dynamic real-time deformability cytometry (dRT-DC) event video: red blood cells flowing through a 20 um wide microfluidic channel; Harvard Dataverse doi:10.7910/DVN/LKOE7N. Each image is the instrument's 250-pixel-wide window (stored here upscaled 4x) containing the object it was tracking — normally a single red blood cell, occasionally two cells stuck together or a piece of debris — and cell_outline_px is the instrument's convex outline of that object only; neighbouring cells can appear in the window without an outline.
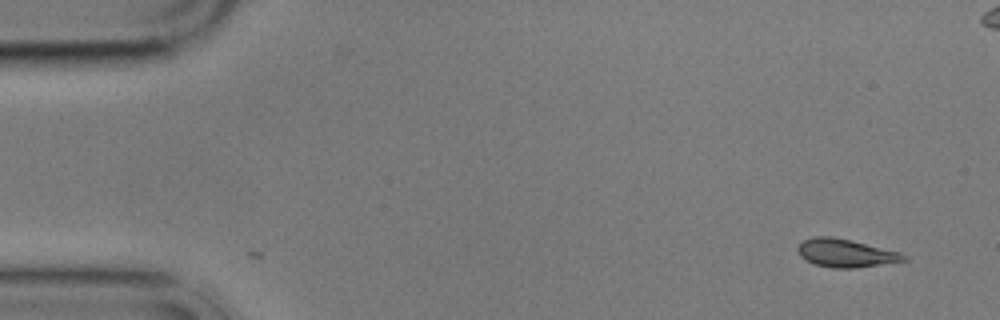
{"species": "common noctule bat (a hibernating species)", "species_latin": "Nyctalus noctula", "temperature_condition": "cold", "stored_images_in_passage": 10, "camera_frame_rate_fps": 3000, "um_per_image_px": 0.085, "animal": {"sex": "male", "body_mass_g": 17.9}, "frame": {"image": 1, "passage_image": 1, "time_ms": 0.0, "image_size_px": [1000, 320], "cell_outline_px": [[908, 260], [856, 268], [832, 268], [812, 264], [800, 256], [796, 248], [804, 240], [812, 236], [832, 236], [852, 240], [900, 252], [908, 256]], "centroid_in_image_um": [71.87, 21.51], "position_along_channel_um": 13.1, "area_um2": 17.57}}
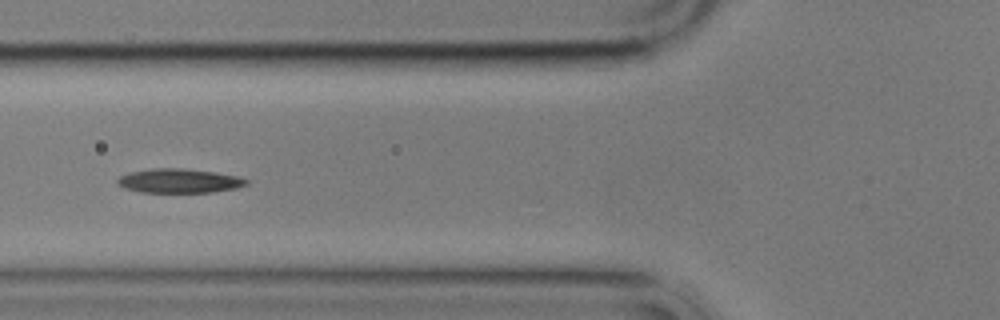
{"frame": {"image": 2, "passage_image": 6, "time_ms": 5.667, "image_size_px": [1000, 320], "cell_outline_px": [[248, 184], [236, 188], [212, 192], [140, 192], [124, 188], [116, 184], [116, 180], [120, 176], [132, 172], [152, 168], [184, 168], [216, 172], [236, 176], [248, 180]], "centroid_in_image_um": [15.21, 15.37], "position_along_channel_um": 110.6, "area_um2": 18.15}}
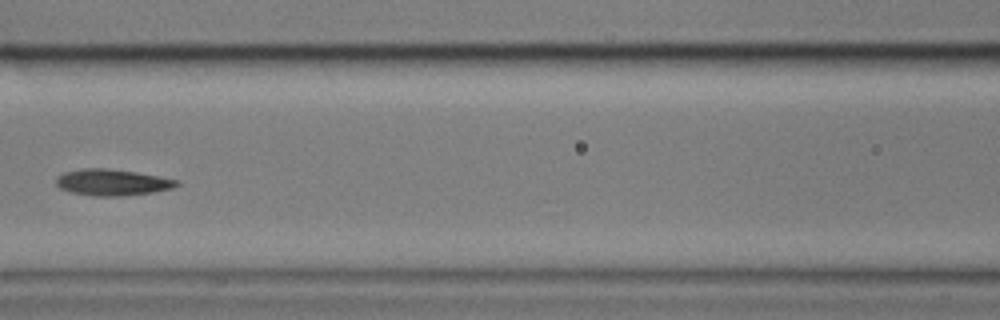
{"frame": {"image": 3, "passage_image": 7, "time_ms": 7.0, "image_size_px": [1000, 320], "cell_outline_px": [[180, 184], [172, 188], [152, 192], [120, 196], [92, 196], [72, 192], [60, 188], [56, 184], [56, 176], [64, 172], [84, 168], [108, 168], [136, 172], [180, 180]], "centroid_in_image_um": [9.53, 15.49], "position_along_channel_um": 157.1, "area_um2": 18.5}}